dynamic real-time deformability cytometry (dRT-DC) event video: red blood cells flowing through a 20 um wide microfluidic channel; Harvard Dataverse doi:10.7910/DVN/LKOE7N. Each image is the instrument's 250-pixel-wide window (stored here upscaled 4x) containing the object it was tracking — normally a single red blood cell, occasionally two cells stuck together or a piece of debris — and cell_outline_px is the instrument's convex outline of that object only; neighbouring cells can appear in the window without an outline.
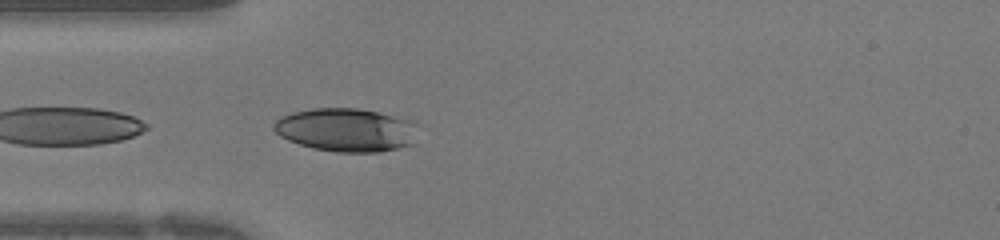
{"species": "human", "species_latin": "Homo sapiens", "temperature_condition": "warm", "stored_images_in_passage": 22, "camera_frame_rate_fps": 3000, "um_per_image_px": 0.085, "donor": {"sex": "female"}, "frame": {"image": 1, "passage_image": 11, "time_ms": 3.333, "image_size_px": [1000, 240], "cell_outline_px": [[416, 144], [380, 152], [336, 152], [312, 148], [288, 140], [280, 136], [272, 128], [272, 124], [280, 116], [292, 112], [312, 108], [356, 108], [376, 112], [392, 116], [404, 120]], "centroid_in_image_um": [29.25, 11.05], "position_along_channel_um": 55.7, "area_um2": 35.6}}
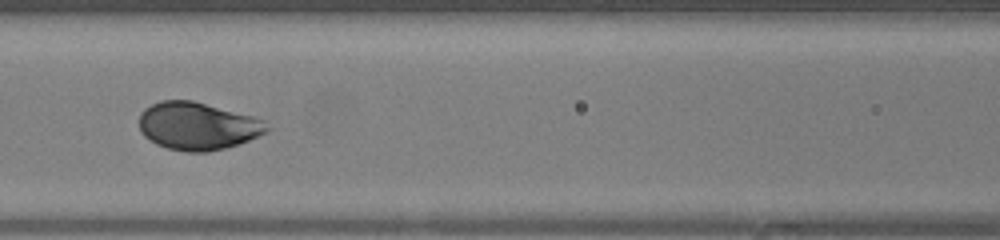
{"frame": {"image": 2, "passage_image": 17, "time_ms": 5.333, "image_size_px": [1000, 240], "cell_outline_px": [[272, 128], [240, 144], [208, 152], [184, 152], [168, 148], [156, 144], [144, 136], [140, 132], [140, 112], [144, 108], [160, 100], [192, 100], [252, 116], [264, 120]], "centroid_in_image_um": [16.78, 10.71], "position_along_channel_um": 149.8, "area_um2": 35.49}}
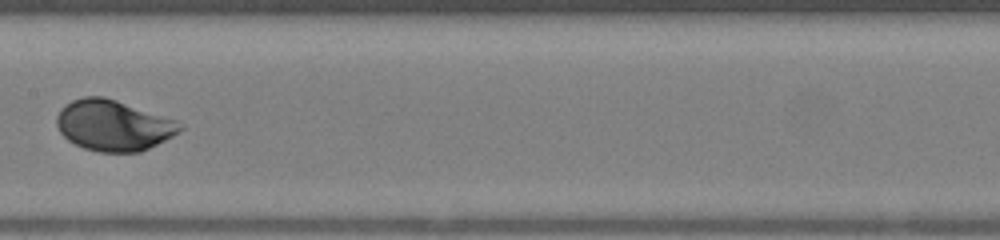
{"frame": {"image": 3, "passage_image": 20, "time_ms": 6.333, "image_size_px": [1000, 240], "cell_outline_px": [[184, 128], [180, 132], [140, 152], [100, 152], [84, 148], [68, 140], [60, 132], [56, 124], [56, 116], [60, 108], [72, 100], [84, 96], [104, 96], [176, 120]], "centroid_in_image_um": [9.61, 10.65], "position_along_channel_um": 197.8, "area_um2": 36.3}}